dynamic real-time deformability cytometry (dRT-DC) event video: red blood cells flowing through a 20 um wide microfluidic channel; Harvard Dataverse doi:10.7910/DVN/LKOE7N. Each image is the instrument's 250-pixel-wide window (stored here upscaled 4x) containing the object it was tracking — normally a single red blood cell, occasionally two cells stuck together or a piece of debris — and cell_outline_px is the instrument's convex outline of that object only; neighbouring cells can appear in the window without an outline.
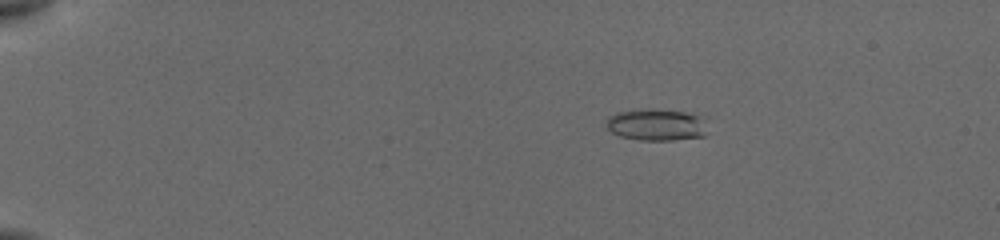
{"species": "common noctule bat (a hibernating species)", "species_latin": "Nyctalus noctula", "temperature_condition": "cold", "stored_images_in_passage": 20, "camera_frame_rate_fps": 3000, "um_per_image_px": 0.085, "animal": {"sex": "female", "body_mass_g": 19.5, "forearm_length_mm": 54.1}, "frame": {"image": 1, "passage_image": 5, "time_ms": 1.0, "image_size_px": [1000, 240], "cell_outline_px": [[704, 136], [672, 140], [640, 140], [620, 136], [612, 132], [608, 128], [608, 116], [616, 112], [636, 108], [684, 112], [696, 116], [704, 132]], "centroid_in_image_um": [55.65, 10.6], "position_along_channel_um": 29.4, "area_um2": 18.03}}
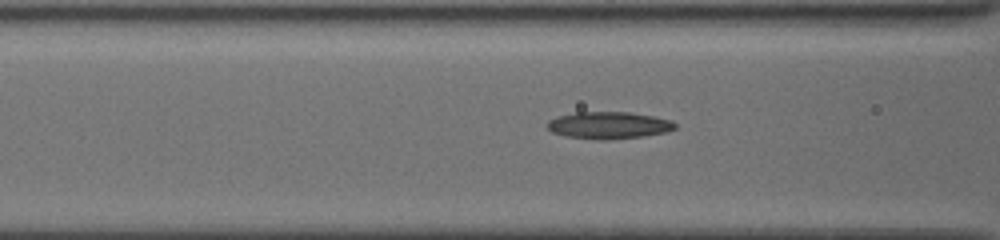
{"frame": {"image": 2, "passage_image": 16, "time_ms": 5.667, "image_size_px": [1000, 240], "cell_outline_px": [[676, 128], [664, 132], [644, 136], [608, 140], [600, 140], [564, 136], [552, 132], [548, 128], [548, 120], [556, 116], [576, 112], [632, 112], [672, 120], [676, 124]], "centroid_in_image_um": [51.73, 10.64], "position_along_channel_um": 114.9, "area_um2": 20.23}}
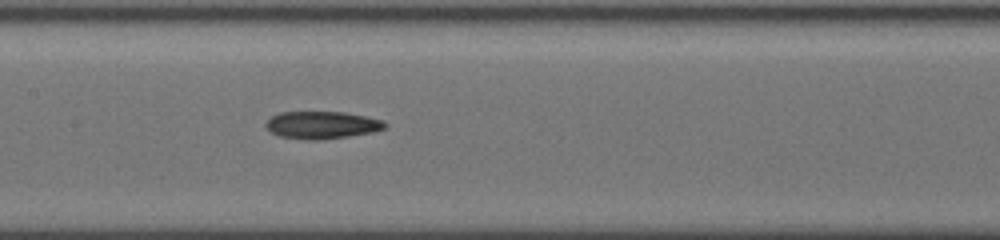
{"frame": {"image": 3, "passage_image": 20, "time_ms": 7.333, "image_size_px": [1000, 240], "cell_outline_px": [[388, 124], [384, 128], [372, 132], [348, 136], [320, 140], [308, 140], [280, 136], [264, 128], [264, 124], [272, 116], [280, 112], [344, 112], [384, 120]], "centroid_in_image_um": [27.35, 10.62], "position_along_channel_um": 180.1, "area_um2": 19.02}}